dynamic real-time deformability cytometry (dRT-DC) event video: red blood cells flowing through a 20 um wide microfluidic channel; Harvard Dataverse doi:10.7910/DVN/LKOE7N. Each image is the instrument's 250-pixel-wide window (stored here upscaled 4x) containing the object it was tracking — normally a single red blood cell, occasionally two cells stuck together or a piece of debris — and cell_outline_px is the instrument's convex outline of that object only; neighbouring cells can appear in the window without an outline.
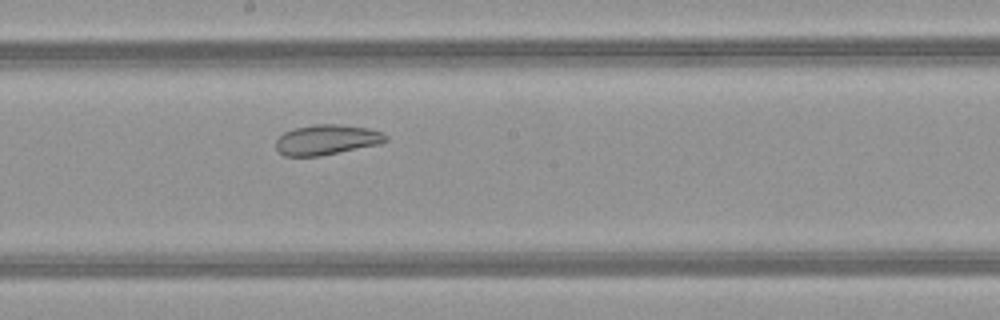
{"species": "common noctule bat (a hibernating species)", "species_latin": "Nyctalus noctula", "temperature_condition": "warm", "stored_images_in_passage": 48, "camera_frame_rate_fps": 3000, "um_per_image_px": 0.085, "animal": {"sex": "female", "body_mass_g": 21.9}, "frame": {"image": 1, "passage_image": 25, "time_ms": 8.0, "image_size_px": [1000, 320], "cell_outline_px": [[388, 140], [380, 144], [320, 156], [284, 156], [276, 148], [276, 140], [284, 132], [296, 128], [312, 124], [336, 124], [368, 128], [380, 132], [388, 136]], "centroid_in_image_um": [27.77, 11.88], "position_along_channel_um": 220.4, "area_um2": 19.25}}
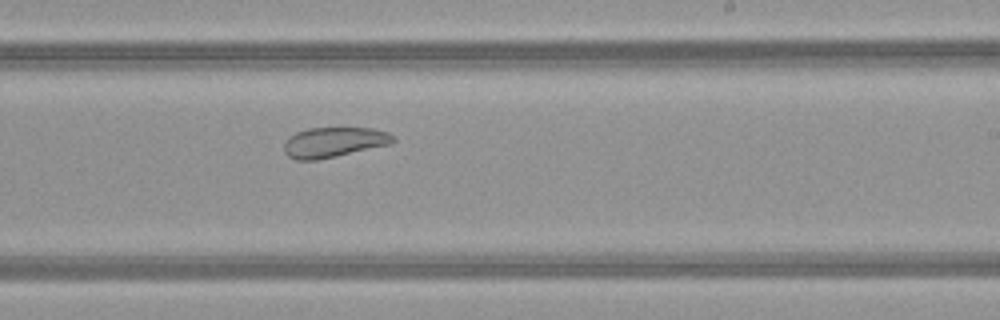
{"frame": {"image": 2, "passage_image": 28, "time_ms": 9.0, "image_size_px": [1000, 320], "cell_outline_px": [[396, 140], [392, 144], [336, 156], [316, 160], [296, 160], [288, 156], [284, 152], [284, 144], [288, 136], [296, 132], [308, 128], [372, 128], [388, 132]], "centroid_in_image_um": [28.36, 12.09], "position_along_channel_um": 260.6, "area_um2": 19.19}}
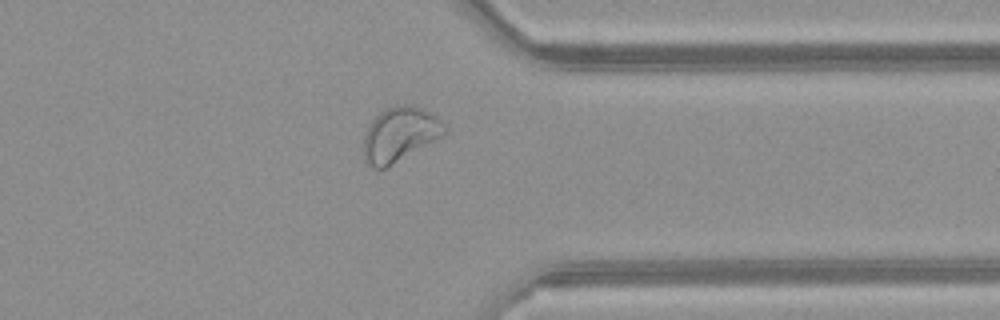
{"frame": {"image": 3, "passage_image": 37, "time_ms": 12.0, "image_size_px": [1000, 320], "cell_outline_px": [[448, 128], [440, 136], [384, 168], [372, 168], [364, 160], [364, 132], [372, 120], [380, 112], [396, 104], [412, 104], [432, 112]], "centroid_in_image_um": [33.95, 11.37], "position_along_channel_um": 377.5, "area_um2": 25.2}, "authors_computed_cell_mechanics": {"area_um2": 27.6862, "velocity_mm_per_s": 4.0398, "shape_relaxation_time_tau1_ms": null, "shape_relaxation_time_tau2_ms": 2.2281, "deformation_change_tau1": null, "deformation_change_tau2": 0.0858}}